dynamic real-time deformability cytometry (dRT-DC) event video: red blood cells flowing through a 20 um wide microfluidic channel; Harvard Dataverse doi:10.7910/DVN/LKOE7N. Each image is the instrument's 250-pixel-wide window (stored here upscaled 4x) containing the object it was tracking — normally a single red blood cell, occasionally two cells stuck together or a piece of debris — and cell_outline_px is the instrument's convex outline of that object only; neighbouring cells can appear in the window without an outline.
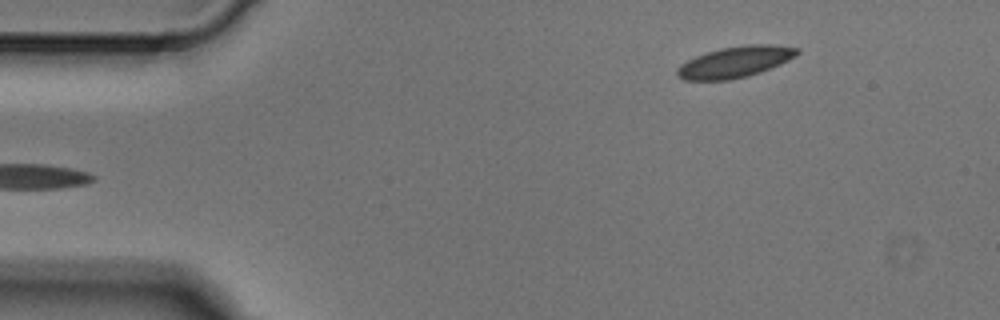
{"species": "Egyptian fruit bat (a non-hibernating species)", "species_latin": "Rousettus aegyptiacus", "temperature_condition": "cold", "stored_images_in_passage": 5, "segment_of_instrument_passage": [2, 2], "camera_frame_rate_fps": 3000, "um_per_image_px": 0.085, "animal": {"sex": "male"}, "frame": {"image": 1, "passage_image": 5, "time_ms": 1.333, "image_size_px": [1000, 320], "cell_outline_px": [[800, 52], [796, 56], [780, 64], [760, 72], [748, 76], [728, 80], [684, 80], [676, 72], [676, 68], [680, 64], [696, 56], [720, 48], [748, 44], [768, 44], [800, 48]], "centroid_in_image_um": [62.5, 5.26], "position_along_channel_um": 22.5, "area_um2": 21.68}}